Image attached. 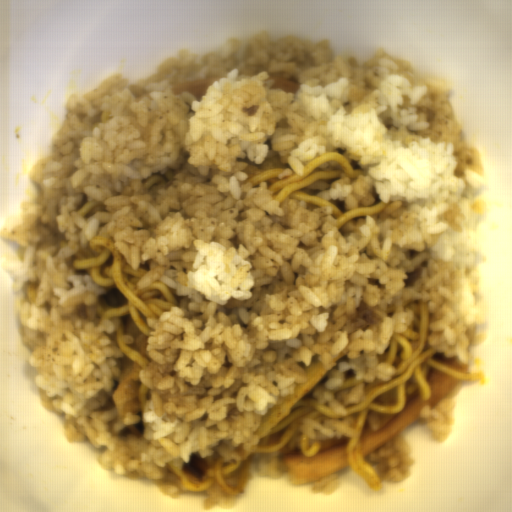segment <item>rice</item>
Listing matches in <instances>:
<instances>
[{
  "instance_id": "e3fd555f",
  "label": "rice",
  "mask_w": 512,
  "mask_h": 512,
  "mask_svg": "<svg viewBox=\"0 0 512 512\" xmlns=\"http://www.w3.org/2000/svg\"><path fill=\"white\" fill-rule=\"evenodd\" d=\"M207 495L204 499V509H209L215 503H220L222 508H233L237 498L236 494L226 493L219 482H213L206 487Z\"/></svg>"
},
{
  "instance_id": "a3056103",
  "label": "rice",
  "mask_w": 512,
  "mask_h": 512,
  "mask_svg": "<svg viewBox=\"0 0 512 512\" xmlns=\"http://www.w3.org/2000/svg\"><path fill=\"white\" fill-rule=\"evenodd\" d=\"M340 481L341 477L334 473L318 481L311 482V491H320L329 495L340 486Z\"/></svg>"
},
{
  "instance_id": "023b6e5f",
  "label": "rice",
  "mask_w": 512,
  "mask_h": 512,
  "mask_svg": "<svg viewBox=\"0 0 512 512\" xmlns=\"http://www.w3.org/2000/svg\"><path fill=\"white\" fill-rule=\"evenodd\" d=\"M371 461L377 463L376 474L382 480L400 483L411 474L414 457L409 441L401 434L370 450Z\"/></svg>"
},
{
  "instance_id": "652b925c",
  "label": "rice",
  "mask_w": 512,
  "mask_h": 512,
  "mask_svg": "<svg viewBox=\"0 0 512 512\" xmlns=\"http://www.w3.org/2000/svg\"><path fill=\"white\" fill-rule=\"evenodd\" d=\"M234 36L208 53L177 49L134 81L113 72L64 100L55 149L28 170L41 199L19 204V224L0 235L22 247L1 262L13 294L37 281L32 304L13 300L21 338L37 368L43 408L64 417L70 442L106 447L98 461L115 474L167 477L192 452L227 463L259 441L258 426L306 382L318 354L328 370L312 394L333 412L361 401L365 381L391 380L378 362L413 312L378 309L395 296L428 298V343L469 363L487 336L479 272L486 255L470 231L487 220L489 191L477 148L449 101L448 78L426 76L377 49L360 67L333 58L328 39L261 29L244 55ZM200 100L173 85L221 77ZM300 84L272 90L273 78ZM339 152L364 175L318 179L299 191L343 212L387 203L340 231L332 209L288 194L277 206L261 170L301 173L306 161ZM108 237L129 264L151 270L134 284L161 282L180 306L147 318L131 313L124 334L151 362L140 375L143 434L112 435L110 394L129 356L104 306L125 304L74 254H96Z\"/></svg>"
},
{
  "instance_id": "b023fe2a",
  "label": "rice",
  "mask_w": 512,
  "mask_h": 512,
  "mask_svg": "<svg viewBox=\"0 0 512 512\" xmlns=\"http://www.w3.org/2000/svg\"><path fill=\"white\" fill-rule=\"evenodd\" d=\"M259 474L279 478L287 471L289 467L281 459V451H261L258 460Z\"/></svg>"
},
{
  "instance_id": "8eca5e8b",
  "label": "rice",
  "mask_w": 512,
  "mask_h": 512,
  "mask_svg": "<svg viewBox=\"0 0 512 512\" xmlns=\"http://www.w3.org/2000/svg\"><path fill=\"white\" fill-rule=\"evenodd\" d=\"M456 405L455 399L444 397L437 402L435 408L426 403L420 409V417L424 419L433 440L442 444L449 439L456 420L453 415Z\"/></svg>"
},
{
  "instance_id": "acb35da6",
  "label": "rice",
  "mask_w": 512,
  "mask_h": 512,
  "mask_svg": "<svg viewBox=\"0 0 512 512\" xmlns=\"http://www.w3.org/2000/svg\"><path fill=\"white\" fill-rule=\"evenodd\" d=\"M327 417L320 416L316 419L309 417L300 418L298 431L305 434L309 448L316 440H336L346 438L341 432L329 425L324 424Z\"/></svg>"
}]
</instances>
